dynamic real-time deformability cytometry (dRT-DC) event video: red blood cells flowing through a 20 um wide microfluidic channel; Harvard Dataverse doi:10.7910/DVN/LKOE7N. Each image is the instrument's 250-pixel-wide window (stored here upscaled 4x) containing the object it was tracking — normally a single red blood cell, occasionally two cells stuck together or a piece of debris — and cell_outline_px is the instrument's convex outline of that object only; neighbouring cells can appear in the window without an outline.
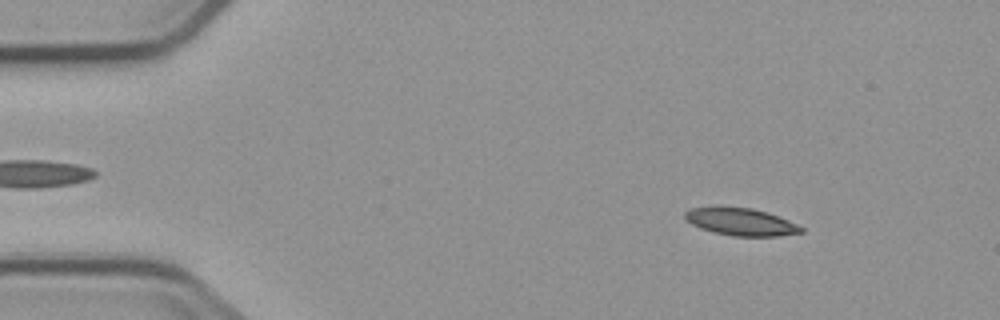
{"species": "common noctule bat (a hibernating species)", "species_latin": "Nyctalus noctula", "temperature_condition": "cold", "stored_images_in_passage": 5, "camera_frame_rate_fps": 3000, "um_per_image_px": 0.085, "animal": {"sex": "male", "body_mass_g": 23.1, "forearm_length_mm": 52.7}, "frame": {"image": 1, "passage_image": 2, "time_ms": 1.0, "image_size_px": [1000, 320], "cell_outline_px": [[804, 232], [780, 236], [732, 236], [700, 228], [684, 220], [684, 212], [692, 208], [716, 204], [720, 204], [752, 208], [768, 212], [788, 220], [804, 228]], "centroid_in_image_um": [62.92, 18.81], "position_along_channel_um": 22.1, "area_um2": 19.19}}